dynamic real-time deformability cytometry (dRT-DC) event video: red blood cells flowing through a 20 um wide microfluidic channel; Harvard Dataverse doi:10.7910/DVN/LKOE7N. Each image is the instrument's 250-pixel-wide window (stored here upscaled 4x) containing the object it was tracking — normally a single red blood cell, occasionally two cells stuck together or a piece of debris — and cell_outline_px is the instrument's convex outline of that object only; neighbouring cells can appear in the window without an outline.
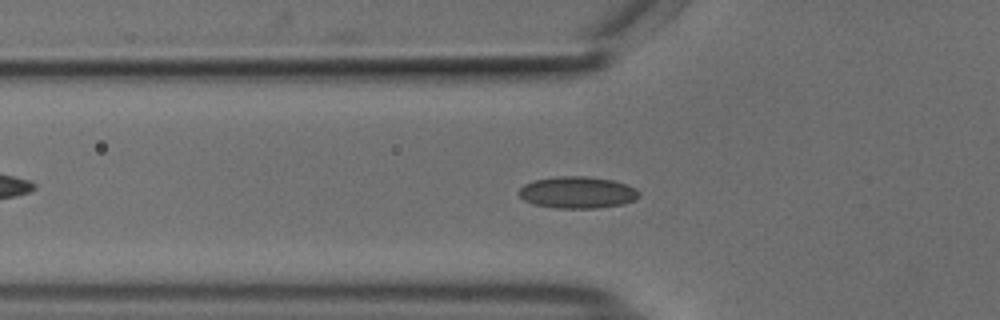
{"species": "common noctule bat (a hibernating species)", "species_latin": "Nyctalus noctula", "temperature_condition": "cold", "stored_images_in_passage": 51, "camera_frame_rate_fps": 3000, "um_per_image_px": 0.085, "animal": {"sex": "male", "body_mass_g": 18.8}, "frame": {"image": 1, "passage_image": 15, "time_ms": 4.667, "image_size_px": [1000, 320], "cell_outline_px": [[640, 196], [624, 204], [596, 208], [556, 208], [532, 204], [524, 200], [516, 192], [524, 184], [536, 180], [556, 176], [588, 176], [612, 180], [628, 184], [636, 188], [640, 192]], "centroid_in_image_um": [49.08, 16.35], "position_along_channel_um": 76.7, "area_um2": 22.43}}
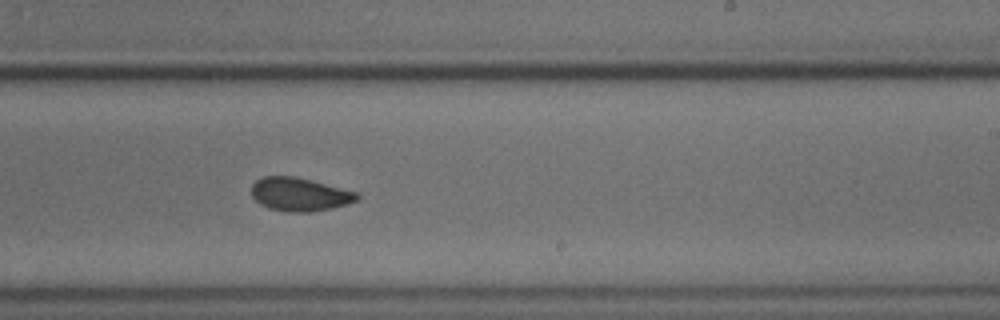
{"frame": {"image": 2, "passage_image": 30, "time_ms": 9.667, "image_size_px": [1000, 320], "cell_outline_px": [[360, 200], [348, 204], [332, 208], [308, 212], [288, 212], [268, 208], [260, 204], [252, 196], [252, 184], [256, 180], [264, 176], [296, 176], [356, 192], [360, 196]], "centroid_in_image_um": [25.47, 16.52], "position_along_channel_um": 263.5, "area_um2": 20.58}}
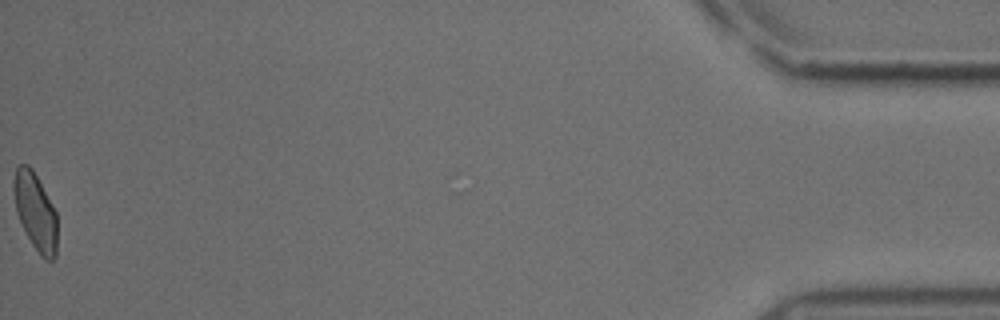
{"frame": {"image": 3, "passage_image": 51, "time_ms": 16.667, "image_size_px": [1000, 320], "cell_outline_px": [[56, 256], [52, 260], [44, 260], [40, 256], [32, 244], [16, 212], [12, 188], [12, 184], [16, 168], [20, 164], [28, 164], [32, 168], [56, 212]], "centroid_in_image_um": [2.99, 17.97], "position_along_channel_um": 432.2, "area_um2": 19.42}, "authors_computed_cell_mechanics": {"area_um2": 20.808, "velocity_mm_per_s": 3.7208, "shape_relaxation_time_tau1_ms": 7.8393, "shape_relaxation_time_tau2_ms": 1.5906, "deformation_change_tau1": 0.1037, "deformation_change_tau2": 0.056}}